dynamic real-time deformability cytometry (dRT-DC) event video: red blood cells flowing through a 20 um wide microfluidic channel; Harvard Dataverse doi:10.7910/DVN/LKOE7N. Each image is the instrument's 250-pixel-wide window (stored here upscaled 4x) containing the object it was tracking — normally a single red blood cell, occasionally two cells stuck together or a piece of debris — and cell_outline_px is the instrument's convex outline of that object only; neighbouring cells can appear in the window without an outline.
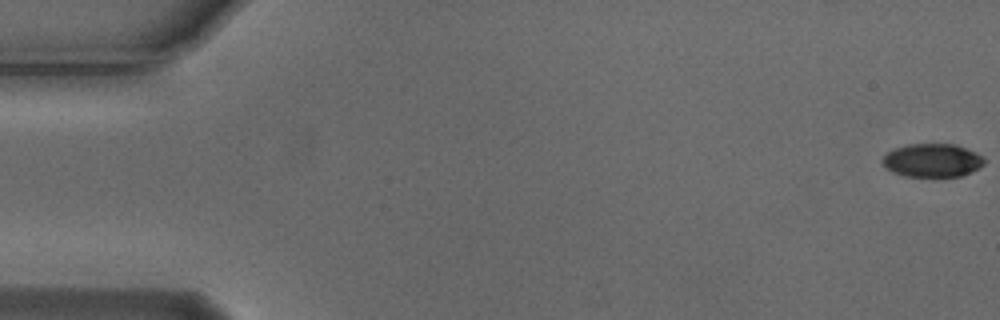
{"species": "Egyptian fruit bat (a non-hibernating species)", "species_latin": "Rousettus aegyptiacus", "temperature_condition": "cold", "stored_images_in_passage": 4, "camera_frame_rate_fps": 3000, "um_per_image_px": 0.085, "animal": {"sex": "male"}, "frame": {"image": 1, "passage_image": 1, "time_ms": 0.0, "image_size_px": [1000, 320], "cell_outline_px": [[984, 164], [960, 176], [908, 176], [892, 172], [884, 168], [880, 160], [888, 152], [896, 148], [908, 144], [956, 144], [976, 152], [984, 156]], "centroid_in_image_um": [79.21, 13.62], "position_along_channel_um": 5.8, "area_um2": 19.71}}